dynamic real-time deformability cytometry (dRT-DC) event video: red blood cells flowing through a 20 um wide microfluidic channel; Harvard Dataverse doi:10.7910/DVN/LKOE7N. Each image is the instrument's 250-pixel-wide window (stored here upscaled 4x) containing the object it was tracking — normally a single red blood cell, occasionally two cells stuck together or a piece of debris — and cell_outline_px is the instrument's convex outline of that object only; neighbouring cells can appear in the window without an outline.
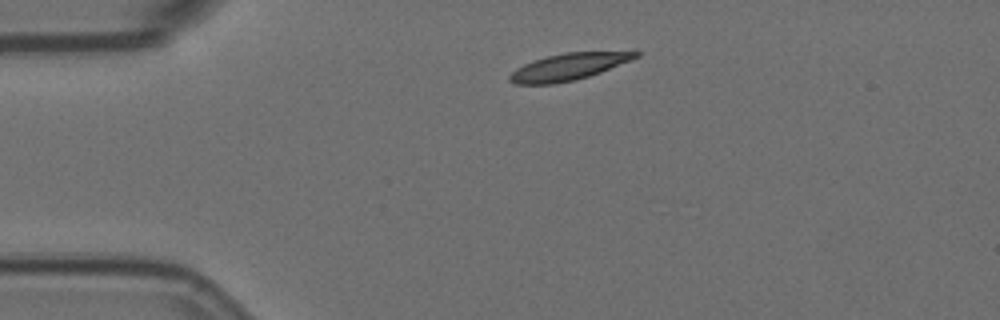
{"species": "Egyptian fruit bat (a non-hibernating species)", "species_latin": "Rousettus aegyptiacus", "temperature_condition": "room temperature", "stored_images_in_passage": 2, "camera_frame_rate_fps": 3000, "um_per_image_px": 0.085, "animal": {"sex": "female"}, "frame": {"image": 1, "passage_image": 1, "time_ms": 0.0, "image_size_px": [1000, 320], "cell_outline_px": [[640, 56], [632, 60], [600, 72], [576, 80], [552, 84], [516, 84], [508, 80], [508, 76], [516, 68], [532, 60], [564, 52], [640, 52]], "centroid_in_image_um": [48.28, 5.68], "position_along_channel_um": 36.7, "area_um2": 19.54}}